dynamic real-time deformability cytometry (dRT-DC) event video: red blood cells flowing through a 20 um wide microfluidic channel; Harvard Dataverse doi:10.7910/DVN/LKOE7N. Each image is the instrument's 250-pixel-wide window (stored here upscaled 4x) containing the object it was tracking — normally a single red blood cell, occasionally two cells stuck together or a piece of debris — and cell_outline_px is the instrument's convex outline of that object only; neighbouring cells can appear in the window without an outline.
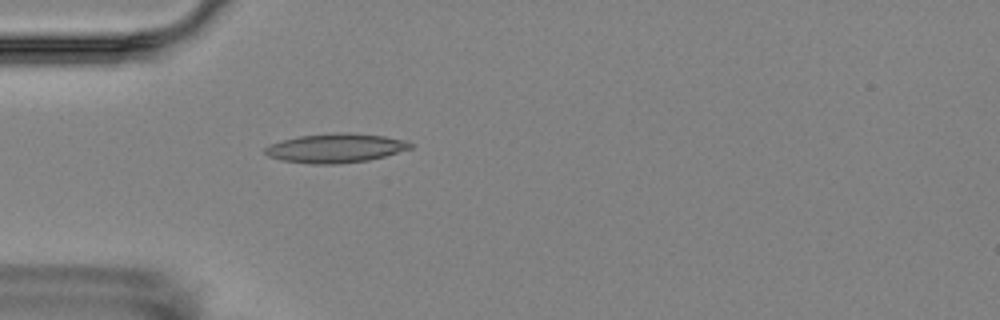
{"species": "Egyptian fruit bat (a non-hibernating species)", "species_latin": "Rousettus aegyptiacus", "temperature_condition": "room temperature", "stored_images_in_passage": 5, "camera_frame_rate_fps": 3000, "um_per_image_px": 0.085, "animal": {"sex": "female"}, "frame": {"image": 1, "passage_image": 5, "time_ms": 4.667, "image_size_px": [1000, 320], "cell_outline_px": [[412, 148], [384, 156], [368, 160], [336, 164], [312, 164], [280, 160], [268, 156], [264, 152], [264, 148], [272, 144], [284, 140], [300, 136], [340, 132], [352, 132], [384, 136], [404, 140], [412, 144]], "centroid_in_image_um": [28.52, 12.59], "position_along_channel_um": 56.5, "area_um2": 24.51}}